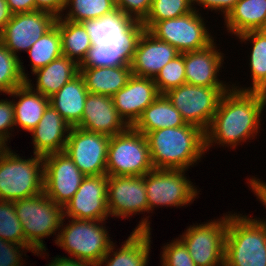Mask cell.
Masks as SVG:
<instances>
[{"instance_id": "1", "label": "cell", "mask_w": 266, "mask_h": 266, "mask_svg": "<svg viewBox=\"0 0 266 266\" xmlns=\"http://www.w3.org/2000/svg\"><path fill=\"white\" fill-rule=\"evenodd\" d=\"M265 105L266 93L241 91L231 87L223 94L205 132L206 151L213 143L236 148L240 142L255 137Z\"/></svg>"}, {"instance_id": "2", "label": "cell", "mask_w": 266, "mask_h": 266, "mask_svg": "<svg viewBox=\"0 0 266 266\" xmlns=\"http://www.w3.org/2000/svg\"><path fill=\"white\" fill-rule=\"evenodd\" d=\"M145 136L155 169L187 170L206 152L205 132L191 124L154 130Z\"/></svg>"}, {"instance_id": "3", "label": "cell", "mask_w": 266, "mask_h": 266, "mask_svg": "<svg viewBox=\"0 0 266 266\" xmlns=\"http://www.w3.org/2000/svg\"><path fill=\"white\" fill-rule=\"evenodd\" d=\"M224 266H266V220L229 214Z\"/></svg>"}, {"instance_id": "4", "label": "cell", "mask_w": 266, "mask_h": 266, "mask_svg": "<svg viewBox=\"0 0 266 266\" xmlns=\"http://www.w3.org/2000/svg\"><path fill=\"white\" fill-rule=\"evenodd\" d=\"M44 192L43 157L22 159L9 146L0 148V200L15 202Z\"/></svg>"}, {"instance_id": "5", "label": "cell", "mask_w": 266, "mask_h": 266, "mask_svg": "<svg viewBox=\"0 0 266 266\" xmlns=\"http://www.w3.org/2000/svg\"><path fill=\"white\" fill-rule=\"evenodd\" d=\"M26 242L36 251V255L45 254L44 237L60 230L63 219V207L56 204L44 192L19 199L14 202ZM43 239V240H42Z\"/></svg>"}, {"instance_id": "6", "label": "cell", "mask_w": 266, "mask_h": 266, "mask_svg": "<svg viewBox=\"0 0 266 266\" xmlns=\"http://www.w3.org/2000/svg\"><path fill=\"white\" fill-rule=\"evenodd\" d=\"M70 220L69 224L63 227L65 221L63 217L60 226L62 228L55 237L56 245L71 255L69 258L97 264L107 254L113 243L106 227L102 225L105 220L75 218Z\"/></svg>"}, {"instance_id": "7", "label": "cell", "mask_w": 266, "mask_h": 266, "mask_svg": "<svg viewBox=\"0 0 266 266\" xmlns=\"http://www.w3.org/2000/svg\"><path fill=\"white\" fill-rule=\"evenodd\" d=\"M153 169L144 134L130 126L110 138L106 164L108 176H144Z\"/></svg>"}, {"instance_id": "8", "label": "cell", "mask_w": 266, "mask_h": 266, "mask_svg": "<svg viewBox=\"0 0 266 266\" xmlns=\"http://www.w3.org/2000/svg\"><path fill=\"white\" fill-rule=\"evenodd\" d=\"M230 87L183 84L170 89L165 95L180 112L186 124L194 125L206 132L223 94Z\"/></svg>"}, {"instance_id": "9", "label": "cell", "mask_w": 266, "mask_h": 266, "mask_svg": "<svg viewBox=\"0 0 266 266\" xmlns=\"http://www.w3.org/2000/svg\"><path fill=\"white\" fill-rule=\"evenodd\" d=\"M184 169H153L145 174L148 213L157 206L182 207L192 203L199 191ZM193 200V201H192Z\"/></svg>"}, {"instance_id": "10", "label": "cell", "mask_w": 266, "mask_h": 266, "mask_svg": "<svg viewBox=\"0 0 266 266\" xmlns=\"http://www.w3.org/2000/svg\"><path fill=\"white\" fill-rule=\"evenodd\" d=\"M199 9L174 19L156 22L148 31L180 53L201 50L214 42Z\"/></svg>"}, {"instance_id": "11", "label": "cell", "mask_w": 266, "mask_h": 266, "mask_svg": "<svg viewBox=\"0 0 266 266\" xmlns=\"http://www.w3.org/2000/svg\"><path fill=\"white\" fill-rule=\"evenodd\" d=\"M228 217L192 225L180 235L196 266H224Z\"/></svg>"}, {"instance_id": "12", "label": "cell", "mask_w": 266, "mask_h": 266, "mask_svg": "<svg viewBox=\"0 0 266 266\" xmlns=\"http://www.w3.org/2000/svg\"><path fill=\"white\" fill-rule=\"evenodd\" d=\"M109 136L71 127L64 152L85 175L107 174Z\"/></svg>"}, {"instance_id": "13", "label": "cell", "mask_w": 266, "mask_h": 266, "mask_svg": "<svg viewBox=\"0 0 266 266\" xmlns=\"http://www.w3.org/2000/svg\"><path fill=\"white\" fill-rule=\"evenodd\" d=\"M56 21L57 17L52 13L41 10L12 14L0 32V42L17 56L18 51L27 52Z\"/></svg>"}, {"instance_id": "14", "label": "cell", "mask_w": 266, "mask_h": 266, "mask_svg": "<svg viewBox=\"0 0 266 266\" xmlns=\"http://www.w3.org/2000/svg\"><path fill=\"white\" fill-rule=\"evenodd\" d=\"M43 164L44 193L64 207L77 192L85 175L65 152L44 156Z\"/></svg>"}, {"instance_id": "15", "label": "cell", "mask_w": 266, "mask_h": 266, "mask_svg": "<svg viewBox=\"0 0 266 266\" xmlns=\"http://www.w3.org/2000/svg\"><path fill=\"white\" fill-rule=\"evenodd\" d=\"M107 183V174L85 176L77 192L63 207V217L107 220Z\"/></svg>"}, {"instance_id": "16", "label": "cell", "mask_w": 266, "mask_h": 266, "mask_svg": "<svg viewBox=\"0 0 266 266\" xmlns=\"http://www.w3.org/2000/svg\"><path fill=\"white\" fill-rule=\"evenodd\" d=\"M107 207L109 217L127 218L148 213L144 176H108Z\"/></svg>"}, {"instance_id": "17", "label": "cell", "mask_w": 266, "mask_h": 266, "mask_svg": "<svg viewBox=\"0 0 266 266\" xmlns=\"http://www.w3.org/2000/svg\"><path fill=\"white\" fill-rule=\"evenodd\" d=\"M145 31L139 22L125 37L99 39L91 46L79 68L130 66L139 38Z\"/></svg>"}, {"instance_id": "18", "label": "cell", "mask_w": 266, "mask_h": 266, "mask_svg": "<svg viewBox=\"0 0 266 266\" xmlns=\"http://www.w3.org/2000/svg\"><path fill=\"white\" fill-rule=\"evenodd\" d=\"M159 95L153 78L132 75L126 85L112 96V99L119 115L132 127L141 117L143 111Z\"/></svg>"}, {"instance_id": "19", "label": "cell", "mask_w": 266, "mask_h": 266, "mask_svg": "<svg viewBox=\"0 0 266 266\" xmlns=\"http://www.w3.org/2000/svg\"><path fill=\"white\" fill-rule=\"evenodd\" d=\"M76 127L112 137L130 126L114 107L112 97L88 93L81 122Z\"/></svg>"}, {"instance_id": "20", "label": "cell", "mask_w": 266, "mask_h": 266, "mask_svg": "<svg viewBox=\"0 0 266 266\" xmlns=\"http://www.w3.org/2000/svg\"><path fill=\"white\" fill-rule=\"evenodd\" d=\"M180 52L167 42L161 41L145 30L139 38L132 62V75L155 78L161 69Z\"/></svg>"}, {"instance_id": "21", "label": "cell", "mask_w": 266, "mask_h": 266, "mask_svg": "<svg viewBox=\"0 0 266 266\" xmlns=\"http://www.w3.org/2000/svg\"><path fill=\"white\" fill-rule=\"evenodd\" d=\"M148 218H142L141 222L132 231L131 235L122 244V247L115 249L112 243L107 254L96 264V266H147L151 244V228ZM111 253H113L112 256Z\"/></svg>"}, {"instance_id": "22", "label": "cell", "mask_w": 266, "mask_h": 266, "mask_svg": "<svg viewBox=\"0 0 266 266\" xmlns=\"http://www.w3.org/2000/svg\"><path fill=\"white\" fill-rule=\"evenodd\" d=\"M213 42L206 48L184 53L186 84L203 87H228L219 81L218 73L224 61Z\"/></svg>"}, {"instance_id": "23", "label": "cell", "mask_w": 266, "mask_h": 266, "mask_svg": "<svg viewBox=\"0 0 266 266\" xmlns=\"http://www.w3.org/2000/svg\"><path fill=\"white\" fill-rule=\"evenodd\" d=\"M70 128L71 126L49 104L37 126L30 131L34 155L44 157L52 153L64 152Z\"/></svg>"}, {"instance_id": "24", "label": "cell", "mask_w": 266, "mask_h": 266, "mask_svg": "<svg viewBox=\"0 0 266 266\" xmlns=\"http://www.w3.org/2000/svg\"><path fill=\"white\" fill-rule=\"evenodd\" d=\"M88 93L83 77L78 74L49 98L50 105L71 127H76L81 122Z\"/></svg>"}, {"instance_id": "25", "label": "cell", "mask_w": 266, "mask_h": 266, "mask_svg": "<svg viewBox=\"0 0 266 266\" xmlns=\"http://www.w3.org/2000/svg\"><path fill=\"white\" fill-rule=\"evenodd\" d=\"M32 74L37 77L36 89L29 78L26 83L34 91L50 98L79 74V65L68 57L61 56Z\"/></svg>"}, {"instance_id": "26", "label": "cell", "mask_w": 266, "mask_h": 266, "mask_svg": "<svg viewBox=\"0 0 266 266\" xmlns=\"http://www.w3.org/2000/svg\"><path fill=\"white\" fill-rule=\"evenodd\" d=\"M8 95L19 97L18 102H13L15 126L32 131L50 104L49 98L34 91L27 83L15 88Z\"/></svg>"}, {"instance_id": "27", "label": "cell", "mask_w": 266, "mask_h": 266, "mask_svg": "<svg viewBox=\"0 0 266 266\" xmlns=\"http://www.w3.org/2000/svg\"><path fill=\"white\" fill-rule=\"evenodd\" d=\"M224 20L228 32L236 37L249 31L266 30V0H238Z\"/></svg>"}, {"instance_id": "28", "label": "cell", "mask_w": 266, "mask_h": 266, "mask_svg": "<svg viewBox=\"0 0 266 266\" xmlns=\"http://www.w3.org/2000/svg\"><path fill=\"white\" fill-rule=\"evenodd\" d=\"M89 93L112 97L132 76L130 66L79 68Z\"/></svg>"}, {"instance_id": "29", "label": "cell", "mask_w": 266, "mask_h": 266, "mask_svg": "<svg viewBox=\"0 0 266 266\" xmlns=\"http://www.w3.org/2000/svg\"><path fill=\"white\" fill-rule=\"evenodd\" d=\"M186 125L180 112L173 106L165 94L152 102L132 126L136 131L146 135L154 130L174 128Z\"/></svg>"}, {"instance_id": "30", "label": "cell", "mask_w": 266, "mask_h": 266, "mask_svg": "<svg viewBox=\"0 0 266 266\" xmlns=\"http://www.w3.org/2000/svg\"><path fill=\"white\" fill-rule=\"evenodd\" d=\"M240 41H250L252 50L250 55L251 87H239L232 84V88L241 91H259L266 93V30L249 31L239 36Z\"/></svg>"}, {"instance_id": "31", "label": "cell", "mask_w": 266, "mask_h": 266, "mask_svg": "<svg viewBox=\"0 0 266 266\" xmlns=\"http://www.w3.org/2000/svg\"><path fill=\"white\" fill-rule=\"evenodd\" d=\"M138 23L117 8L97 20L82 22L93 44L99 39L123 38Z\"/></svg>"}, {"instance_id": "32", "label": "cell", "mask_w": 266, "mask_h": 266, "mask_svg": "<svg viewBox=\"0 0 266 266\" xmlns=\"http://www.w3.org/2000/svg\"><path fill=\"white\" fill-rule=\"evenodd\" d=\"M57 27L61 36L63 56L80 65L93 45L85 26L82 23L57 19Z\"/></svg>"}, {"instance_id": "33", "label": "cell", "mask_w": 266, "mask_h": 266, "mask_svg": "<svg viewBox=\"0 0 266 266\" xmlns=\"http://www.w3.org/2000/svg\"><path fill=\"white\" fill-rule=\"evenodd\" d=\"M27 53H29L32 73L63 56L61 36L59 28L57 27V21L47 33L43 34L41 38L30 47Z\"/></svg>"}, {"instance_id": "34", "label": "cell", "mask_w": 266, "mask_h": 266, "mask_svg": "<svg viewBox=\"0 0 266 266\" xmlns=\"http://www.w3.org/2000/svg\"><path fill=\"white\" fill-rule=\"evenodd\" d=\"M70 9L63 17L57 19H66L76 23H82L88 20H97L116 9L115 0H65V8Z\"/></svg>"}, {"instance_id": "35", "label": "cell", "mask_w": 266, "mask_h": 266, "mask_svg": "<svg viewBox=\"0 0 266 266\" xmlns=\"http://www.w3.org/2000/svg\"><path fill=\"white\" fill-rule=\"evenodd\" d=\"M19 56H15L0 42V92L9 94L29 78Z\"/></svg>"}, {"instance_id": "36", "label": "cell", "mask_w": 266, "mask_h": 266, "mask_svg": "<svg viewBox=\"0 0 266 266\" xmlns=\"http://www.w3.org/2000/svg\"><path fill=\"white\" fill-rule=\"evenodd\" d=\"M192 3L193 0H152L150 11L142 24L145 30H149L158 21L183 16L195 9Z\"/></svg>"}, {"instance_id": "37", "label": "cell", "mask_w": 266, "mask_h": 266, "mask_svg": "<svg viewBox=\"0 0 266 266\" xmlns=\"http://www.w3.org/2000/svg\"><path fill=\"white\" fill-rule=\"evenodd\" d=\"M0 238L28 246L32 253L36 252L25 240L23 227L17 217L14 202L0 200Z\"/></svg>"}, {"instance_id": "38", "label": "cell", "mask_w": 266, "mask_h": 266, "mask_svg": "<svg viewBox=\"0 0 266 266\" xmlns=\"http://www.w3.org/2000/svg\"><path fill=\"white\" fill-rule=\"evenodd\" d=\"M154 82L160 94L186 84L184 53L168 62L156 75Z\"/></svg>"}, {"instance_id": "39", "label": "cell", "mask_w": 266, "mask_h": 266, "mask_svg": "<svg viewBox=\"0 0 266 266\" xmlns=\"http://www.w3.org/2000/svg\"><path fill=\"white\" fill-rule=\"evenodd\" d=\"M162 266H196L185 244L175 239L163 246L161 252Z\"/></svg>"}, {"instance_id": "40", "label": "cell", "mask_w": 266, "mask_h": 266, "mask_svg": "<svg viewBox=\"0 0 266 266\" xmlns=\"http://www.w3.org/2000/svg\"><path fill=\"white\" fill-rule=\"evenodd\" d=\"M152 5V0H115L116 8L135 21L143 22Z\"/></svg>"}, {"instance_id": "41", "label": "cell", "mask_w": 266, "mask_h": 266, "mask_svg": "<svg viewBox=\"0 0 266 266\" xmlns=\"http://www.w3.org/2000/svg\"><path fill=\"white\" fill-rule=\"evenodd\" d=\"M25 250L31 251L32 250L25 245L16 244L13 242H8L0 238V266H23V262H21L22 254Z\"/></svg>"}, {"instance_id": "42", "label": "cell", "mask_w": 266, "mask_h": 266, "mask_svg": "<svg viewBox=\"0 0 266 266\" xmlns=\"http://www.w3.org/2000/svg\"><path fill=\"white\" fill-rule=\"evenodd\" d=\"M15 127L13 100H0V146L6 147L12 131ZM9 131V132H8Z\"/></svg>"}, {"instance_id": "43", "label": "cell", "mask_w": 266, "mask_h": 266, "mask_svg": "<svg viewBox=\"0 0 266 266\" xmlns=\"http://www.w3.org/2000/svg\"><path fill=\"white\" fill-rule=\"evenodd\" d=\"M237 1L238 0H193V5L197 3L199 6L211 9V11L215 10L216 12L217 10V12H222V14H224L223 17L225 18L234 8Z\"/></svg>"}, {"instance_id": "44", "label": "cell", "mask_w": 266, "mask_h": 266, "mask_svg": "<svg viewBox=\"0 0 266 266\" xmlns=\"http://www.w3.org/2000/svg\"><path fill=\"white\" fill-rule=\"evenodd\" d=\"M36 10L52 13L54 16H64L65 0H36Z\"/></svg>"}, {"instance_id": "45", "label": "cell", "mask_w": 266, "mask_h": 266, "mask_svg": "<svg viewBox=\"0 0 266 266\" xmlns=\"http://www.w3.org/2000/svg\"><path fill=\"white\" fill-rule=\"evenodd\" d=\"M12 14L36 11V0H6Z\"/></svg>"}, {"instance_id": "46", "label": "cell", "mask_w": 266, "mask_h": 266, "mask_svg": "<svg viewBox=\"0 0 266 266\" xmlns=\"http://www.w3.org/2000/svg\"><path fill=\"white\" fill-rule=\"evenodd\" d=\"M47 266H96L91 262L80 261L78 259L56 256Z\"/></svg>"}, {"instance_id": "47", "label": "cell", "mask_w": 266, "mask_h": 266, "mask_svg": "<svg viewBox=\"0 0 266 266\" xmlns=\"http://www.w3.org/2000/svg\"><path fill=\"white\" fill-rule=\"evenodd\" d=\"M248 180L251 186L250 189H252L254 194L257 196V199L259 198L260 203L262 202L266 208V183L256 179V177Z\"/></svg>"}, {"instance_id": "48", "label": "cell", "mask_w": 266, "mask_h": 266, "mask_svg": "<svg viewBox=\"0 0 266 266\" xmlns=\"http://www.w3.org/2000/svg\"><path fill=\"white\" fill-rule=\"evenodd\" d=\"M12 13L9 10L6 0H0V32L10 21Z\"/></svg>"}]
</instances>
